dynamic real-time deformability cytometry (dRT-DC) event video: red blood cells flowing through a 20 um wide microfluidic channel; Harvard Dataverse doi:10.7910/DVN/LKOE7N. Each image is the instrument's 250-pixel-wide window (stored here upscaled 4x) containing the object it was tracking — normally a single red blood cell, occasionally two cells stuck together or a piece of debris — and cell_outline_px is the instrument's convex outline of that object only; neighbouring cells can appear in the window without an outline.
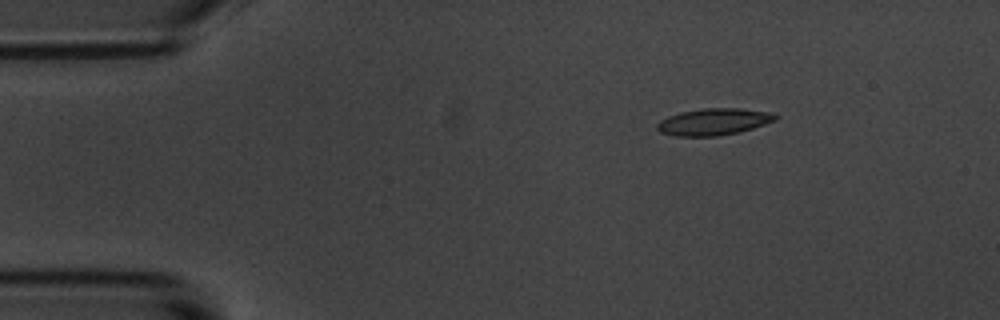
{"species": "common noctule bat (a hibernating species)", "species_latin": "Nyctalus noctula", "temperature_condition": "room temperature", "stored_images_in_passage": 3, "camera_frame_rate_fps": 3000, "um_per_image_px": 0.085, "animal": {"sex": "male", "body_mass_g": 20.1, "forearm_length_mm": 53.5}, "frame": {"image": 1, "passage_image": 1, "time_ms": 0.0, "image_size_px": [1000, 320], "cell_outline_px": [[780, 116], [776, 120], [740, 132], [716, 136], [676, 136], [660, 132], [656, 128], [656, 124], [660, 120], [668, 116], [680, 112], [704, 108], [740, 108], [772, 112]], "centroid_in_image_um": [60.67, 10.34], "position_along_channel_um": 24.3, "area_um2": 18.55}}